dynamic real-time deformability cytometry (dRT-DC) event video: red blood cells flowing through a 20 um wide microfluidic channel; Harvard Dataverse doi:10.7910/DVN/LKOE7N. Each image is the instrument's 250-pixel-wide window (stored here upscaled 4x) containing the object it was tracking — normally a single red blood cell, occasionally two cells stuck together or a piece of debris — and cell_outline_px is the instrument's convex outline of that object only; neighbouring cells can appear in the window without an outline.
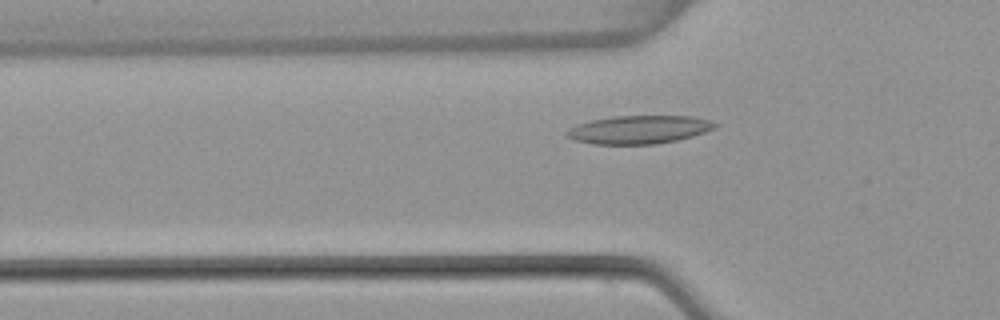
{"species": "common noctule bat (a hibernating species)", "species_latin": "Nyctalus noctula", "temperature_condition": "warm", "stored_images_in_passage": 5, "segment_of_instrument_passage": [2, 2], "camera_frame_rate_fps": 3000, "um_per_image_px": 0.085, "animal": {"sex": "female", "body_mass_g": 22.7, "forearm_length_mm": 54.2}, "frame": {"image": 1, "passage_image": 5, "time_ms": 1.333, "image_size_px": [1000, 320], "cell_outline_px": [[720, 124], [716, 128], [692, 136], [676, 140], [656, 144], [592, 144], [572, 140], [564, 132], [568, 128], [576, 124], [592, 120], [616, 116], [692, 116], [708, 120]], "centroid_in_image_um": [54.29, 11.02], "position_along_channel_um": 71.5, "area_um2": 24.45}}